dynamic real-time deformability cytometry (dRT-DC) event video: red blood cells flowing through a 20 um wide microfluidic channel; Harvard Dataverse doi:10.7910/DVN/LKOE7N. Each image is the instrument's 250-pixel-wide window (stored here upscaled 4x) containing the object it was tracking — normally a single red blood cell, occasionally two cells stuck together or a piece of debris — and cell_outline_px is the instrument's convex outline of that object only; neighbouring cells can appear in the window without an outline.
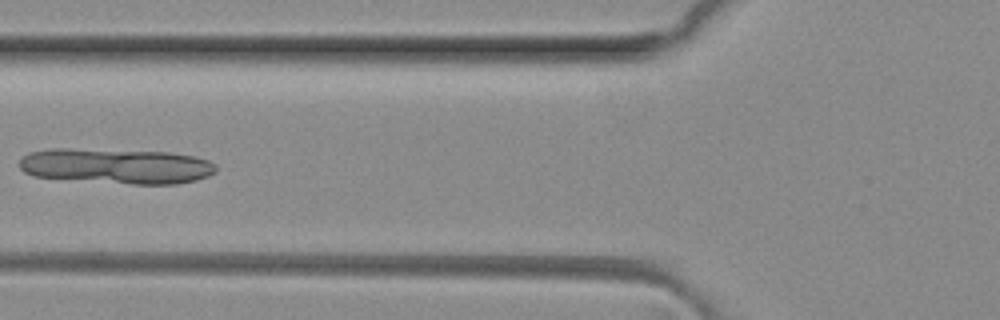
{"species": "common noctule bat (a hibernating species)", "species_latin": "Nyctalus noctula", "temperature_condition": "room temperature", "stored_images_in_passage": 3, "camera_frame_rate_fps": 3000, "um_per_image_px": 0.085, "animal": {"sex": "female", "body_mass_g": 29.2, "forearm_length_mm": 56.3}, "frame": {"image": 1, "passage_image": 2, "time_ms": 0.333, "image_size_px": [1000, 320], "cell_outline_px": [[216, 172], [208, 176], [196, 180], [176, 184], [132, 184], [32, 176], [24, 172], [16, 164], [28, 152], [52, 148], [64, 148], [168, 152], [192, 156], [208, 160], [216, 164]], "centroid_in_image_um": [9.87, 14.11], "position_along_channel_um": 115.9, "area_um2": 40.52}}
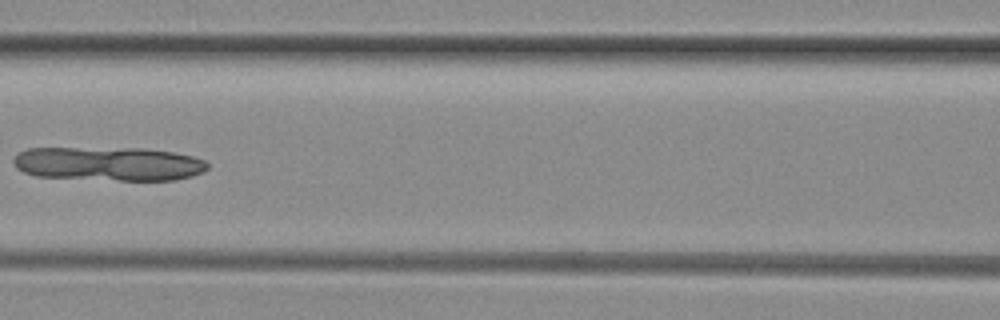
{"frame": {"image": 2, "passage_image": 3, "time_ms": 0.667, "image_size_px": [1000, 320], "cell_outline_px": [[208, 168], [204, 172], [192, 176], [176, 180], [120, 180], [36, 176], [24, 172], [16, 168], [12, 160], [20, 152], [28, 148], [144, 148], [172, 152], [192, 156], [204, 160], [208, 164]], "centroid_in_image_um": [9.25, 13.92], "position_along_channel_um": 157.3, "area_um2": 38.38}}